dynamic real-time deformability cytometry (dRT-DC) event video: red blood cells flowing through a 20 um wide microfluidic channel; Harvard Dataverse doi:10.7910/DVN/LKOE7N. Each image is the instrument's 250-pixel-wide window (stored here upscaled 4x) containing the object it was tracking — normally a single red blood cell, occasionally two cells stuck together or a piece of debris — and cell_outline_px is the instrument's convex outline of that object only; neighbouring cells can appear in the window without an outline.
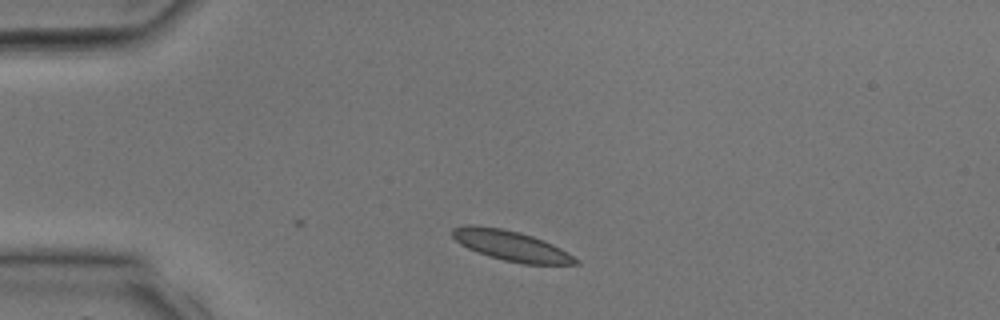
{"species": "common noctule bat (a hibernating species)", "species_latin": "Nyctalus noctula", "temperature_condition": "room temperature", "stored_images_in_passage": 3, "camera_frame_rate_fps": 3000, "um_per_image_px": 0.085, "animal": {"sex": "male", "body_mass_g": 17.9, "forearm_length_mm": 54.2}, "frame": {"image": 1, "passage_image": 3, "time_ms": 0.667, "image_size_px": [1000, 320], "cell_outline_px": [[580, 264], [524, 264], [504, 260], [488, 256], [468, 248], [460, 244], [452, 236], [452, 228], [464, 224], [472, 224], [504, 228], [520, 232], [544, 240], [568, 252], [580, 260]], "centroid_in_image_um": [43.43, 20.87], "position_along_channel_um": 41.6, "area_um2": 21.85}}